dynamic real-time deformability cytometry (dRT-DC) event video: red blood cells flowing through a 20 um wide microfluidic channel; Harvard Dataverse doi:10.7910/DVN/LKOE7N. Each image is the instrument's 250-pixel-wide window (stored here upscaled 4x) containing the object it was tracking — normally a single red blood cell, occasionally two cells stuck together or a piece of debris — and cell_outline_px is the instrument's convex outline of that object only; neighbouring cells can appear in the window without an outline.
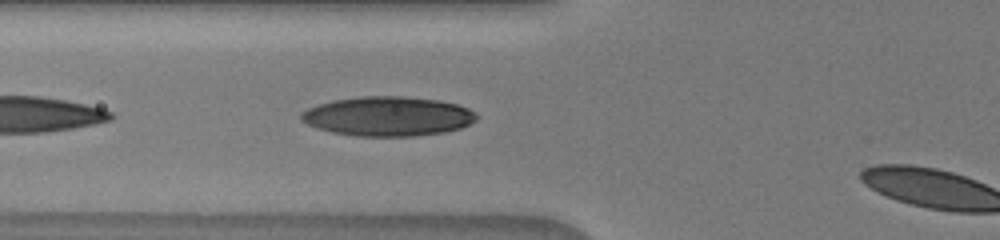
{"species": "human", "species_latin": "Homo sapiens", "temperature_condition": "warm", "stored_images_in_passage": 4, "camera_frame_rate_fps": 3000, "um_per_image_px": 0.085, "donor": {"sex": "male"}, "frame": {"image": 1, "passage_image": 3, "time_ms": 0.667, "image_size_px": [1000, 240], "cell_outline_px": [[480, 116], [476, 120], [460, 128], [444, 132], [412, 136], [356, 136], [332, 132], [316, 128], [300, 120], [300, 112], [308, 108], [332, 100], [360, 96], [404, 96], [440, 100], [456, 104], [468, 108], [476, 112]], "centroid_in_image_um": [32.97, 9.88], "position_along_channel_um": 92.8, "area_um2": 40.52}}